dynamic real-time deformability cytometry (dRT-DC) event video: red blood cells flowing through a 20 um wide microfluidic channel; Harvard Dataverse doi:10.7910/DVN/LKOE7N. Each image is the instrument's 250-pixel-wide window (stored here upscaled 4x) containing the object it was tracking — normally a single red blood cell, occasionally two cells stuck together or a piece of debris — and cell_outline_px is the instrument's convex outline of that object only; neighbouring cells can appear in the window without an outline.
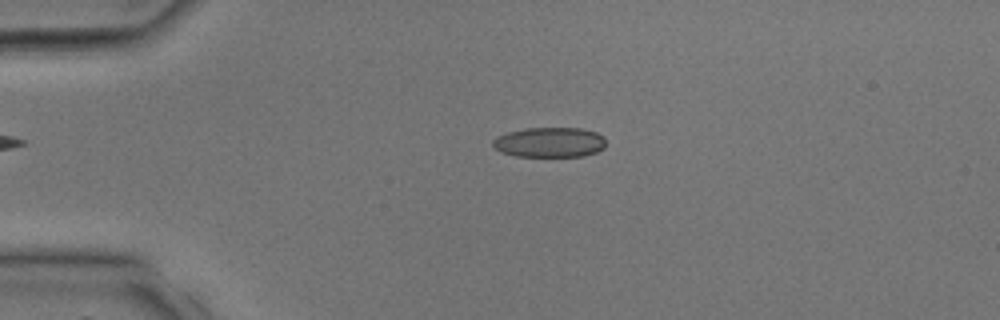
{"species": "common noctule bat (a hibernating species)", "species_latin": "Nyctalus noctula", "temperature_condition": "room temperature", "stored_images_in_passage": 34, "camera_frame_rate_fps": 3000, "um_per_image_px": 0.085, "animal": {"sex": "male", "body_mass_g": 17.9, "forearm_length_mm": 54.2}, "frame": {"image": 1, "passage_image": 8, "time_ms": 2.333, "image_size_px": [1000, 320], "cell_outline_px": [[604, 148], [596, 152], [584, 156], [516, 156], [500, 152], [492, 144], [492, 140], [496, 136], [508, 132], [524, 128], [580, 128], [596, 132], [604, 136]], "centroid_in_image_um": [46.7, 12.09], "position_along_channel_um": 38.3, "area_um2": 19.83}}
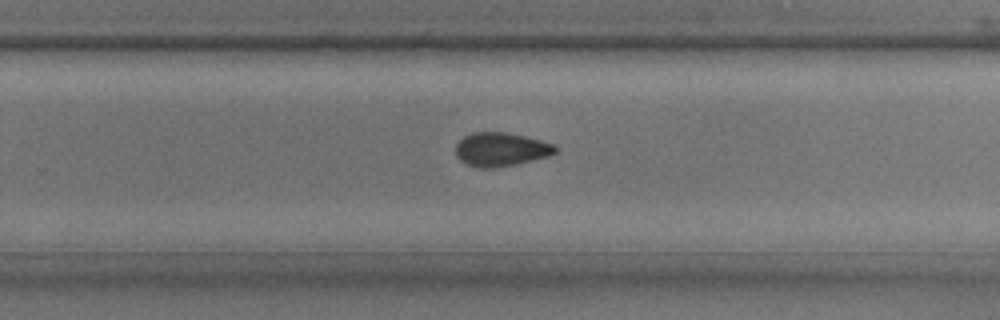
{"frame": {"image": 2, "passage_image": 22, "time_ms": 7.0, "image_size_px": [1000, 320], "cell_outline_px": [[556, 152], [548, 156], [516, 164], [492, 168], [480, 168], [468, 164], [460, 160], [456, 156], [456, 144], [464, 136], [472, 132], [504, 132], [524, 136], [540, 140], [552, 144], [556, 148]], "centroid_in_image_um": [42.54, 12.69], "position_along_channel_um": 287.3, "area_um2": 19.36}}
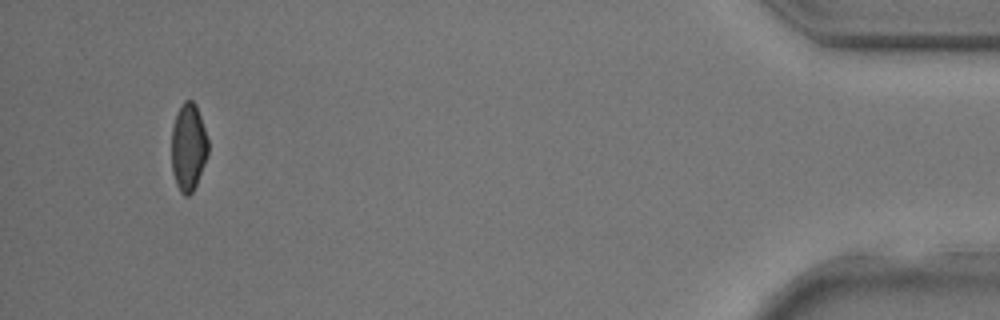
{"frame": {"image": 3, "passage_image": 32, "time_ms": 10.333, "image_size_px": [1000, 320], "cell_outline_px": [[208, 156], [196, 184], [192, 192], [188, 196], [184, 196], [180, 192], [176, 184], [172, 172], [172, 128], [176, 116], [184, 100], [192, 100], [196, 104], [208, 140]], "centroid_in_image_um": [16.01, 12.53], "position_along_channel_um": 419.2, "area_um2": 18.55}}